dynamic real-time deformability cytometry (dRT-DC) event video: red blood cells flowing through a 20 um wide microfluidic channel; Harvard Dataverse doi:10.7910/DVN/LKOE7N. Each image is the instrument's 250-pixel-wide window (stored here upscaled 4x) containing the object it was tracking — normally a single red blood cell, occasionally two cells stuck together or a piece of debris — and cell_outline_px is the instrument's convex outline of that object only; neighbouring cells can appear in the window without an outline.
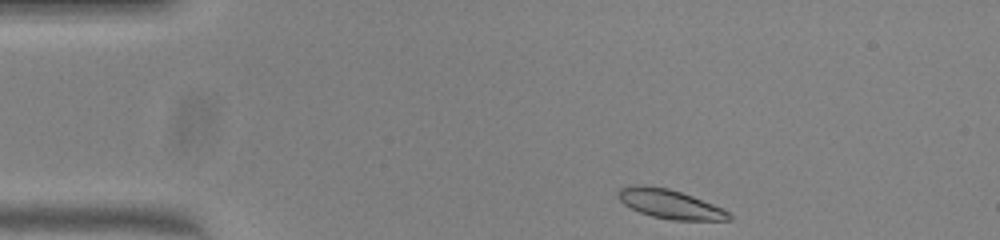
{"species": "common noctule bat (a hibernating species)", "species_latin": "Nyctalus noctula", "temperature_condition": "warm", "stored_images_in_passage": 45, "camera_frame_rate_fps": 3000, "um_per_image_px": 0.085, "animal": {"sex": "female", "body_mass_g": 23.0, "forearm_length_mm": 53.4}, "frame": {"image": 1, "passage_image": 1, "time_ms": 0.0, "image_size_px": [1000, 240], "cell_outline_px": [[732, 220], [672, 220], [652, 216], [640, 212], [624, 204], [616, 196], [616, 192], [620, 188], [636, 184], [644, 184], [668, 188], [692, 196], [724, 208], [732, 216]], "centroid_in_image_um": [56.93, 17.33], "position_along_channel_um": 28.1, "area_um2": 18.9}}
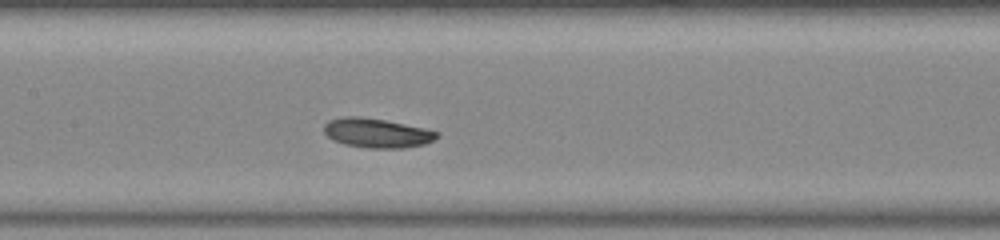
{"frame": {"image": 2, "passage_image": 17, "time_ms": 5.333, "image_size_px": [1000, 240], "cell_outline_px": [[440, 136], [424, 144], [404, 148], [368, 148], [344, 144], [332, 140], [324, 132], [324, 124], [328, 120], [344, 116], [356, 116], [384, 120], [424, 128], [440, 132]], "centroid_in_image_um": [32.02, 11.31], "position_along_channel_um": 175.4, "area_um2": 19.31}}
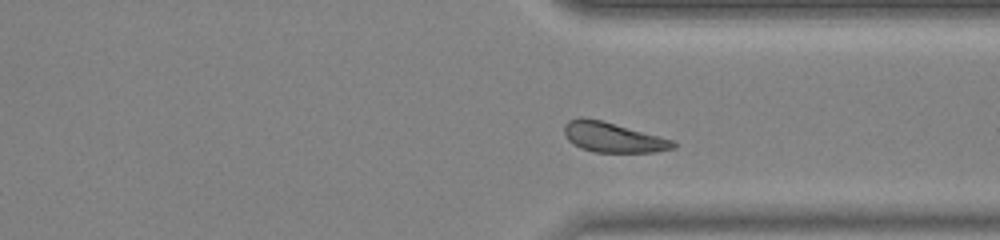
{"frame": {"image": 3, "passage_image": 31, "time_ms": 10.0, "image_size_px": [1000, 240], "cell_outline_px": [[676, 148], [656, 152], [596, 152], [580, 148], [572, 144], [568, 140], [564, 132], [564, 124], [568, 120], [580, 116], [600, 120], [672, 140], [676, 144]], "centroid_in_image_um": [52.04, 11.68], "position_along_channel_um": 359.4, "area_um2": 18.84}, "authors_computed_cell_mechanics": {"area_um2": 19.3052, "velocity_mm_per_s": 3.9407, "shape_relaxation_time_tau1_ms": 1.5875, "shape_relaxation_time_tau2_ms": null, "deformation_change_tau1": 0.087, "deformation_change_tau2": null}}